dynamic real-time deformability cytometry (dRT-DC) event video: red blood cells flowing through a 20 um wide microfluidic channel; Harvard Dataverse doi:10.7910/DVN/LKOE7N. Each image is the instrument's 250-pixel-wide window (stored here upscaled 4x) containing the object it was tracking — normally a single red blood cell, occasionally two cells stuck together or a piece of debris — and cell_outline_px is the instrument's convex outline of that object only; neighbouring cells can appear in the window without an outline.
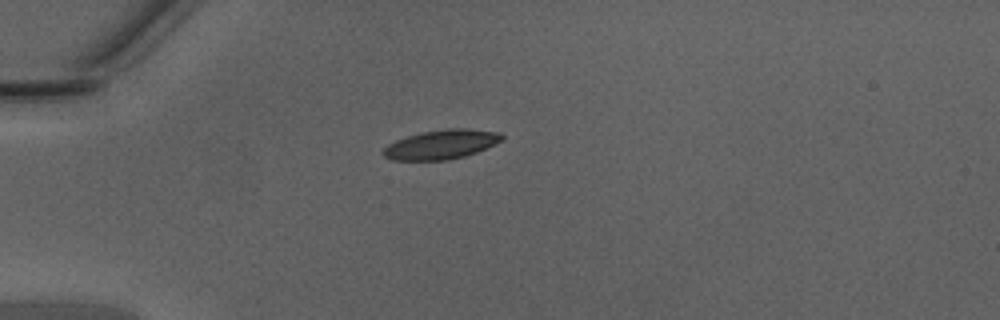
{"species": "Egyptian fruit bat (a non-hibernating species)", "species_latin": "Rousettus aegyptiacus", "temperature_condition": "warm", "stored_images_in_passage": 29, "camera_frame_rate_fps": 3000, "um_per_image_px": 0.085, "animal": {"sex": "male"}, "frame": {"image": 1, "passage_image": 1, "time_ms": 0.0, "image_size_px": [1000, 320], "cell_outline_px": [[504, 140], [476, 152], [464, 156], [448, 160], [392, 160], [384, 156], [380, 152], [388, 144], [396, 140], [408, 136], [424, 132], [448, 128], [464, 128], [500, 132], [504, 136]], "centroid_in_image_um": [37.52, 12.28], "position_along_channel_um": 47.5, "area_um2": 20.23}}
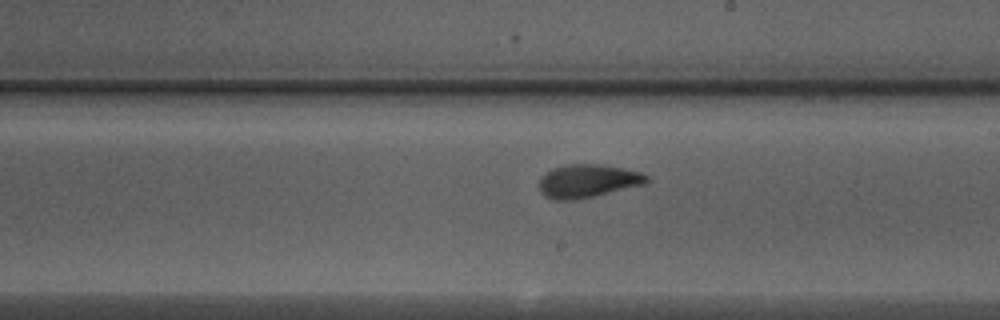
{"frame": {"image": 2, "passage_image": 16, "time_ms": 5.0, "image_size_px": [1000, 320], "cell_outline_px": [[648, 180], [644, 184], [592, 196], [572, 200], [556, 200], [540, 192], [540, 176], [552, 168], [564, 164], [604, 164], [624, 168], [640, 172], [648, 176]], "centroid_in_image_um": [49.94, 15.35], "position_along_channel_um": 239.1, "area_um2": 20.63}}
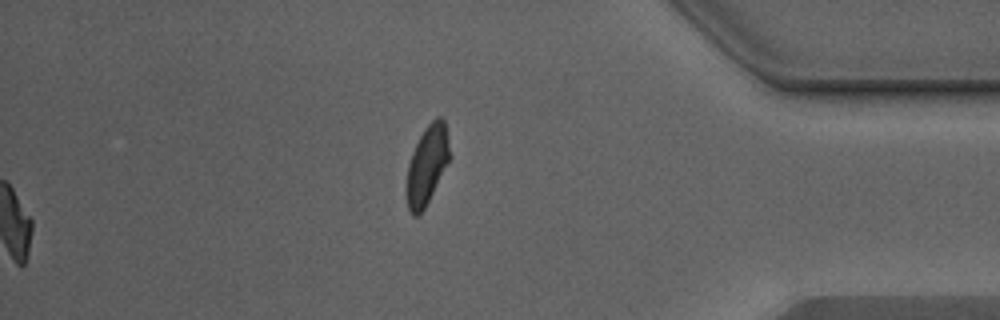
{"frame": {"image": 3, "passage_image": 29, "time_ms": 9.333, "image_size_px": [1000, 320], "cell_outline_px": [[448, 160], [424, 208], [416, 216], [412, 216], [408, 208], [404, 188], [408, 164], [412, 152], [424, 128], [436, 116], [440, 116], [444, 120], [448, 140]], "centroid_in_image_um": [36.23, 14.02], "position_along_channel_um": 399.0, "area_um2": 19.36}, "authors_computed_cell_mechanics": {"area_um2": 20.6346, "velocity_mm_per_s": 4.3445, "shape_relaxation_time_tau1_ms": 3.2052, "shape_relaxation_time_tau2_ms": 1.0661, "deformation_change_tau1": 0.1588, "deformation_change_tau2": 0.0726}}